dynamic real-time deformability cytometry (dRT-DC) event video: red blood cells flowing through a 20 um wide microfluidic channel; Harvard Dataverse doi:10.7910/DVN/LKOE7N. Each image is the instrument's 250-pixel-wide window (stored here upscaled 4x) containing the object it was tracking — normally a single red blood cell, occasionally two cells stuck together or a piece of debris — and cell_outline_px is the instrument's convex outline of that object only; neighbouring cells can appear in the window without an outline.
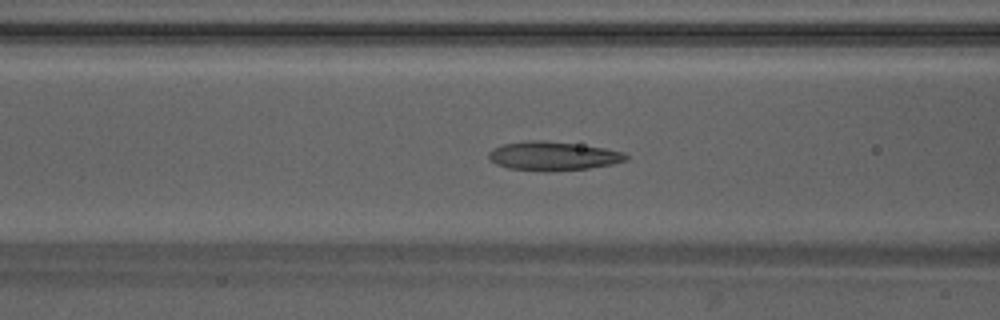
{"species": "Egyptian fruit bat (a non-hibernating species)", "species_latin": "Rousettus aegyptiacus", "temperature_condition": "warm", "stored_images_in_passage": 29, "camera_frame_rate_fps": 3000, "um_per_image_px": 0.085, "animal": {"sex": "male"}, "frame": {"image": 1, "passage_image": 4, "time_ms": 1.0, "image_size_px": [1000, 320], "cell_outline_px": [[628, 160], [612, 164], [588, 168], [548, 172], [544, 172], [508, 168], [496, 164], [488, 160], [488, 152], [492, 148], [504, 144], [528, 140], [540, 140], [576, 144], [604, 148], [624, 152], [628, 156]], "centroid_in_image_um": [46.97, 13.27], "position_along_channel_um": 119.6, "area_um2": 23.24}}
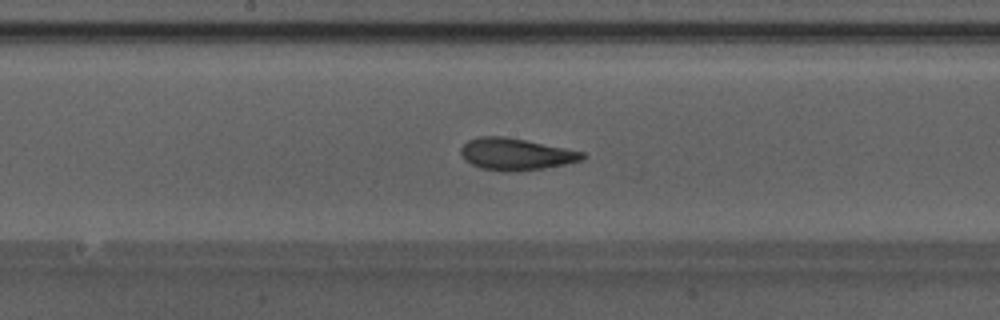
{"frame": {"image": 2, "passage_image": 10, "time_ms": 3.0, "image_size_px": [1000, 320], "cell_outline_px": [[584, 160], [544, 168], [516, 172], [504, 172], [480, 168], [464, 160], [460, 152], [460, 148], [468, 140], [480, 136], [504, 136], [584, 152]], "centroid_in_image_um": [43.8, 13.11], "position_along_channel_um": 204.4, "area_um2": 22.54}}
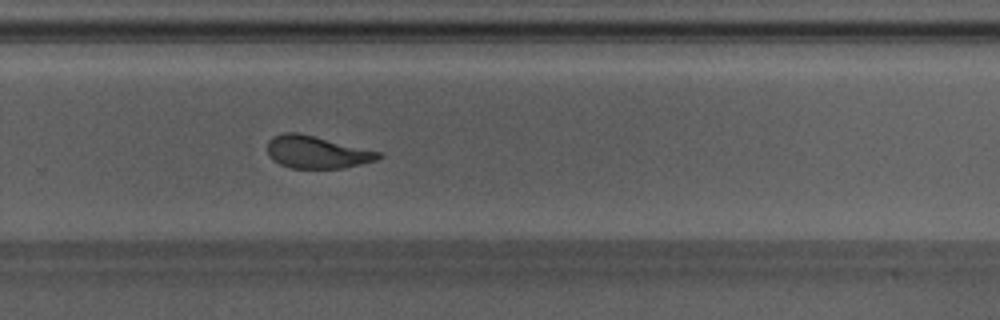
{"frame": {"image": 3, "passage_image": 17, "time_ms": 5.333, "image_size_px": [1000, 320], "cell_outline_px": [[384, 156], [376, 160], [344, 168], [292, 168], [280, 164], [272, 160], [268, 156], [268, 140], [272, 136], [284, 132], [300, 132], [380, 152]], "centroid_in_image_um": [26.9, 12.92], "position_along_channel_um": 302.9, "area_um2": 21.1}}